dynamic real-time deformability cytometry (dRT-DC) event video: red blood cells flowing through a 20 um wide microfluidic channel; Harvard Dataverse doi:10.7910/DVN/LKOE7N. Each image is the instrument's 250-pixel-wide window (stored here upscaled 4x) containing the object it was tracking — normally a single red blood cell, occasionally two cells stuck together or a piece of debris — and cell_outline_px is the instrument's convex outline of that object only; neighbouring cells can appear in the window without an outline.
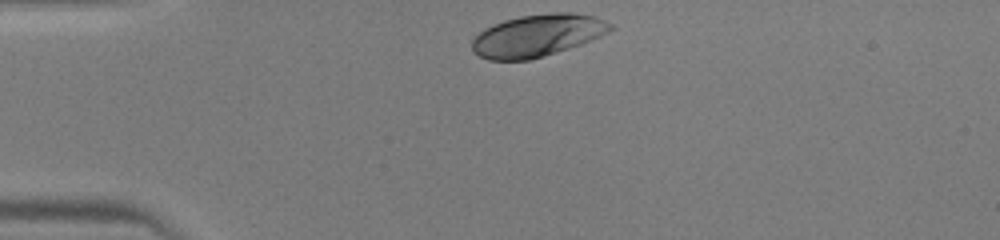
{"species": "human", "species_latin": "Homo sapiens", "temperature_condition": "warm", "stored_images_in_passage": 28, "camera_frame_rate_fps": 3000, "um_per_image_px": 0.085, "donor": {"sex": "male"}, "frame": {"image": 1, "passage_image": 1, "time_ms": 0.0, "image_size_px": [1000, 240], "cell_outline_px": [[616, 28], [592, 40], [544, 56], [528, 60], [488, 60], [472, 52], [472, 40], [484, 28], [492, 24], [504, 20], [520, 16], [552, 12], [568, 12], [596, 16], [612, 24]], "centroid_in_image_um": [45.68, 3.01], "position_along_channel_um": 39.3, "area_um2": 34.1}}
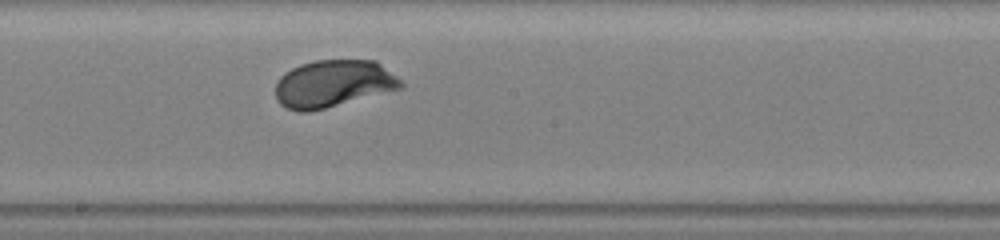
{"frame": {"image": 2, "passage_image": 16, "time_ms": 5.0, "image_size_px": [1000, 240], "cell_outline_px": [[404, 88], [308, 112], [300, 112], [288, 108], [280, 104], [276, 100], [276, 84], [280, 76], [284, 72], [300, 64], [316, 60], [376, 60], [396, 76], [404, 84]], "centroid_in_image_um": [28.32, 7.1], "position_along_channel_um": 219.9, "area_um2": 34.51}}
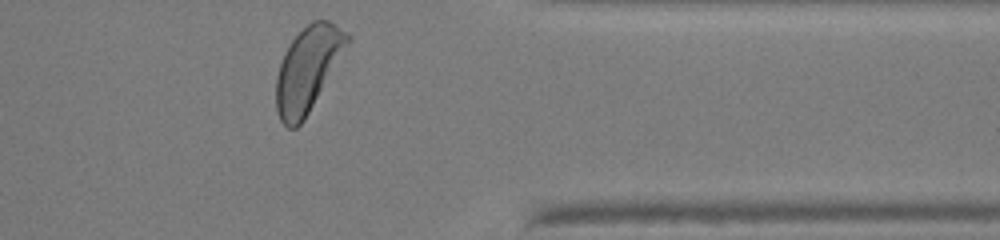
{"frame": {"image": 3, "passage_image": 28, "time_ms": 9.0, "image_size_px": [1000, 240], "cell_outline_px": [[352, 36], [348, 44], [304, 120], [296, 128], [288, 128], [280, 120], [276, 108], [276, 76], [284, 52], [292, 40], [312, 20], [328, 20], [348, 32]], "centroid_in_image_um": [26.15, 5.86], "position_along_channel_um": 385.3, "area_um2": 34.51}}